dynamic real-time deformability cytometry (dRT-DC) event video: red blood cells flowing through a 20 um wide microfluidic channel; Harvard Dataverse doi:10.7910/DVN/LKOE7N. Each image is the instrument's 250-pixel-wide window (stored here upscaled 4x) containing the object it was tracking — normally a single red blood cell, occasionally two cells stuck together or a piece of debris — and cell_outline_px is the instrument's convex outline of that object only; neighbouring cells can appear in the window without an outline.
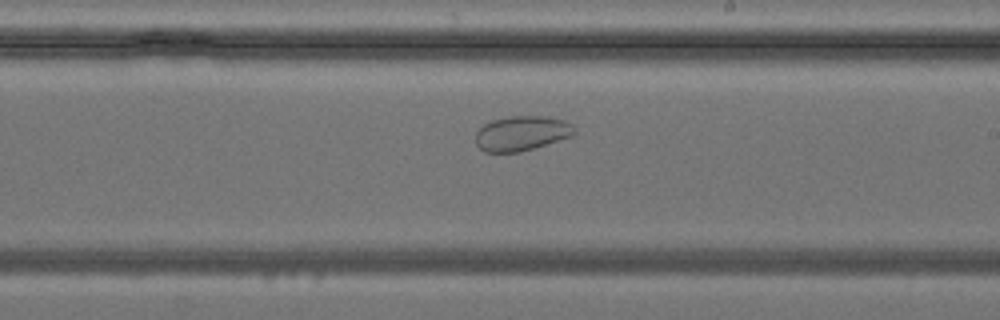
{"species": "common noctule bat (a hibernating species)", "species_latin": "Nyctalus noctula", "temperature_condition": "cold", "stored_images_in_passage": 40, "camera_frame_rate_fps": 3000, "um_per_image_px": 0.085, "animal": {"sex": "female", "body_mass_g": 24.6, "forearm_length_mm": 56.2}, "frame": {"image": 1, "passage_image": 23, "time_ms": 7.333, "image_size_px": [1000, 320], "cell_outline_px": [[576, 132], [572, 136], [520, 152], [484, 152], [476, 144], [476, 132], [484, 124], [492, 120], [512, 116], [544, 116], [564, 120], [572, 124]], "centroid_in_image_um": [44.34, 11.33], "position_along_channel_um": 244.7, "area_um2": 19.94}}